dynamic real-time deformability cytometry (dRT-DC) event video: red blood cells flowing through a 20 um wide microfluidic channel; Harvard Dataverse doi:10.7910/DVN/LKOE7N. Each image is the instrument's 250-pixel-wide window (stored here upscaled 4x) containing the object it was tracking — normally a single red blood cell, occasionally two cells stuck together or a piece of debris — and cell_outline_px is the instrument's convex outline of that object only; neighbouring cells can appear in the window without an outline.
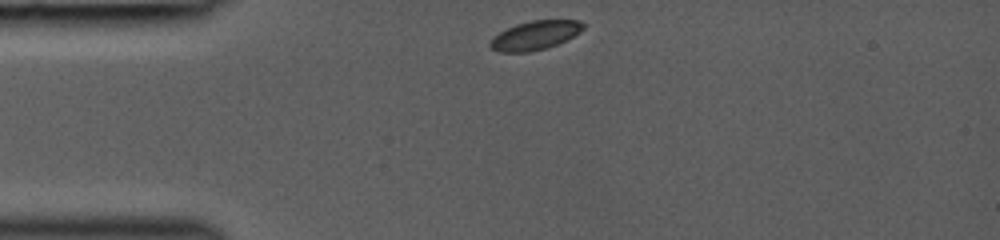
{"species": "common noctule bat (a hibernating species)", "species_latin": "Nyctalus noctula", "temperature_condition": "room temperature", "stored_images_in_passage": 30, "camera_frame_rate_fps": 3000, "um_per_image_px": 0.085, "animal": {"sex": "female", "body_mass_g": 19.0, "forearm_length_mm": 53.3}, "frame": {"image": 1, "passage_image": 1, "time_ms": 0.0, "image_size_px": [1000, 240], "cell_outline_px": [[584, 28], [580, 32], [548, 48], [528, 52], [500, 52], [492, 48], [488, 44], [492, 36], [516, 24], [532, 20], [580, 20], [584, 24]], "centroid_in_image_um": [45.46, 3.0], "position_along_channel_um": 39.5, "area_um2": 15.61}}
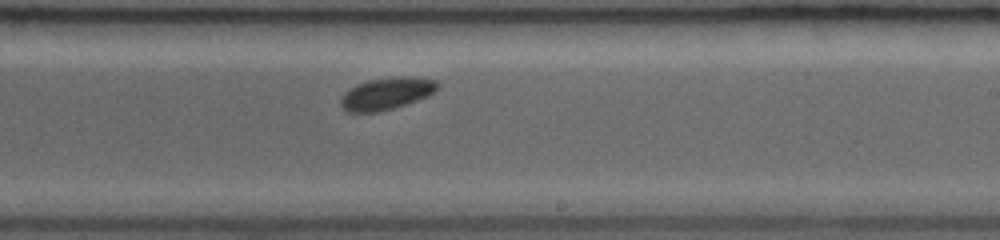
{"frame": {"image": 2, "passage_image": 18, "time_ms": 5.667, "image_size_px": [1000, 240], "cell_outline_px": [[440, 88], [436, 92], [428, 96], [392, 108], [376, 112], [348, 112], [340, 104], [340, 96], [348, 88], [372, 80], [404, 76], [436, 80], [440, 84]], "centroid_in_image_um": [32.87, 7.95], "position_along_channel_um": 256.1, "area_um2": 17.86}}
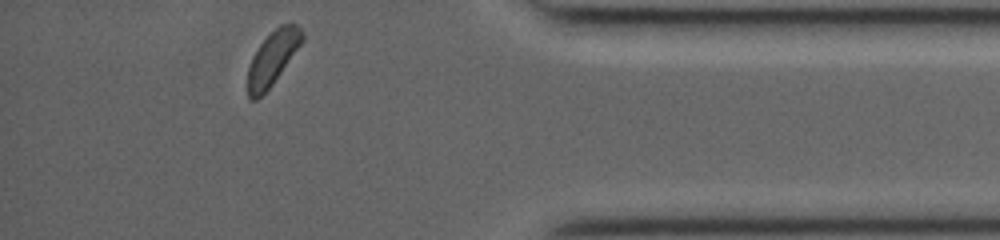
{"frame": {"image": 3, "passage_image": 30, "time_ms": 9.667, "image_size_px": [1000, 240], "cell_outline_px": [[304, 40], [272, 84], [256, 100], [248, 100], [248, 68], [252, 56], [260, 44], [280, 24], [292, 20], [304, 32]], "centroid_in_image_um": [23.19, 4.89], "position_along_channel_um": 412.0, "area_um2": 16.99}}